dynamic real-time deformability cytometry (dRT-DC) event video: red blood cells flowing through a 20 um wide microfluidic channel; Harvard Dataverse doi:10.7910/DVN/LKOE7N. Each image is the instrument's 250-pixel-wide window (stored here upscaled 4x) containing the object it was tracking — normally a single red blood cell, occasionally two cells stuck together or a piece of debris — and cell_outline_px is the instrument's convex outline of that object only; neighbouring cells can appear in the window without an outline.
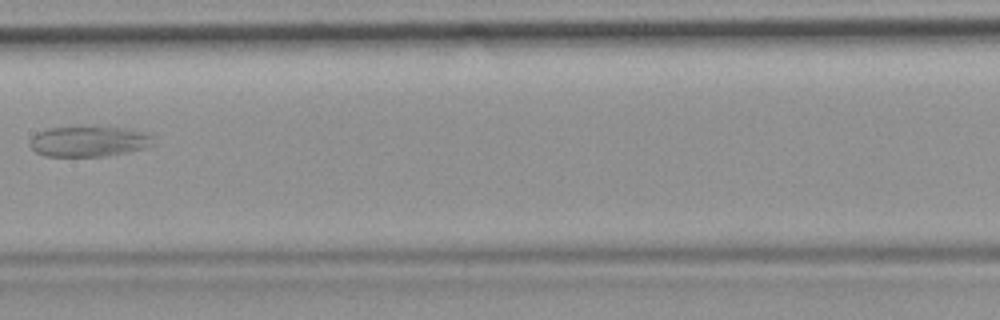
{"species": "common noctule bat (a hibernating species)", "species_latin": "Nyctalus noctula", "temperature_condition": "room temperature", "stored_images_in_passage": 5, "camera_frame_rate_fps": 3000, "um_per_image_px": 0.085, "animal": {"sex": "female", "body_mass_g": 19.9}, "frame": {"image": 1, "passage_image": 4, "time_ms": 1.0, "image_size_px": [1000, 320], "cell_outline_px": [[156, 144], [144, 148], [128, 152], [104, 156], [44, 156], [36, 152], [28, 144], [28, 140], [36, 132], [48, 128], [124, 128], [148, 132], [152, 136]], "centroid_in_image_um": [7.55, 12.03], "position_along_channel_um": 199.8, "area_um2": 21.91}}